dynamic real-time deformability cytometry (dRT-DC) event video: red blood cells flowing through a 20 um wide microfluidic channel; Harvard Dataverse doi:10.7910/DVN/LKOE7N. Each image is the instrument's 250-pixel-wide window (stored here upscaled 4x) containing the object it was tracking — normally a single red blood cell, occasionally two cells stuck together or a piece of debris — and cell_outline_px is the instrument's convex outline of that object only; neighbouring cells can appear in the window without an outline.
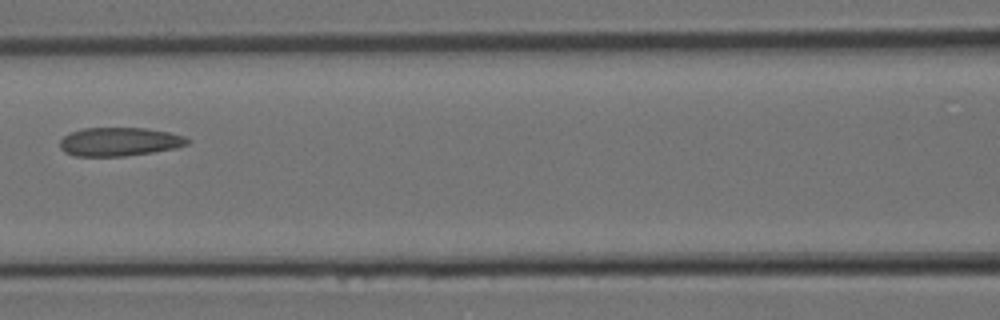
{"species": "Egyptian fruit bat (a non-hibernating species)", "species_latin": "Rousettus aegyptiacus", "temperature_condition": "room temperature", "stored_images_in_passage": 16, "camera_frame_rate_fps": 3000, "um_per_image_px": 0.085, "animal": {"sex": "female"}, "frame": {"image": 1, "passage_image": 12, "time_ms": 3.667, "image_size_px": [1000, 320], "cell_outline_px": [[192, 140], [188, 144], [176, 148], [152, 152], [124, 156], [76, 156], [64, 152], [60, 148], [60, 140], [64, 136], [72, 132], [84, 128], [144, 128], [168, 132], [184, 136]], "centroid_in_image_um": [10.16, 12.05], "position_along_channel_um": 156.4, "area_um2": 21.21}}
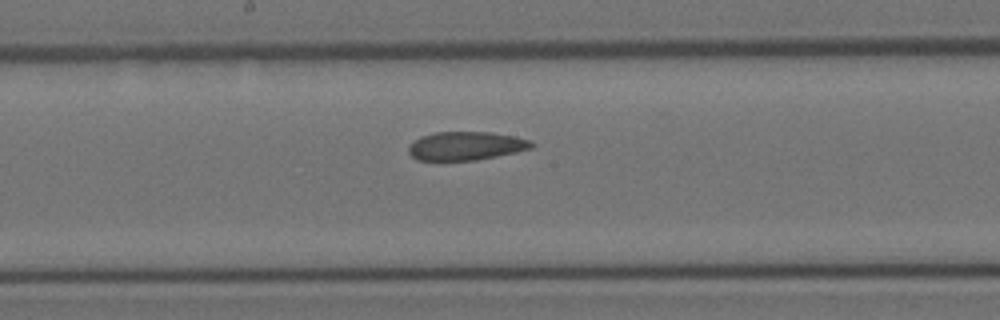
{"frame": {"image": 2, "passage_image": 14, "time_ms": 4.333, "image_size_px": [1000, 320], "cell_outline_px": [[536, 144], [532, 148], [516, 152], [476, 160], [416, 160], [408, 152], [408, 144], [420, 136], [436, 132], [492, 132], [516, 136], [528, 140]], "centroid_in_image_um": [39.59, 12.39], "position_along_channel_um": 208.6, "area_um2": 20.58}}
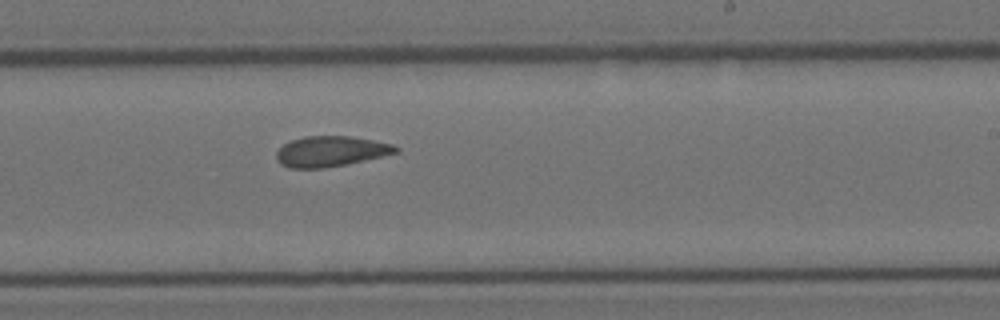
{"frame": {"image": 3, "passage_image": 16, "time_ms": 5.0, "image_size_px": [1000, 320], "cell_outline_px": [[400, 152], [348, 164], [324, 168], [288, 168], [280, 164], [276, 160], [276, 152], [284, 144], [292, 140], [304, 136], [352, 136], [392, 144], [400, 148]], "centroid_in_image_um": [28.12, 12.87], "position_along_channel_um": 260.9, "area_um2": 21.33}}